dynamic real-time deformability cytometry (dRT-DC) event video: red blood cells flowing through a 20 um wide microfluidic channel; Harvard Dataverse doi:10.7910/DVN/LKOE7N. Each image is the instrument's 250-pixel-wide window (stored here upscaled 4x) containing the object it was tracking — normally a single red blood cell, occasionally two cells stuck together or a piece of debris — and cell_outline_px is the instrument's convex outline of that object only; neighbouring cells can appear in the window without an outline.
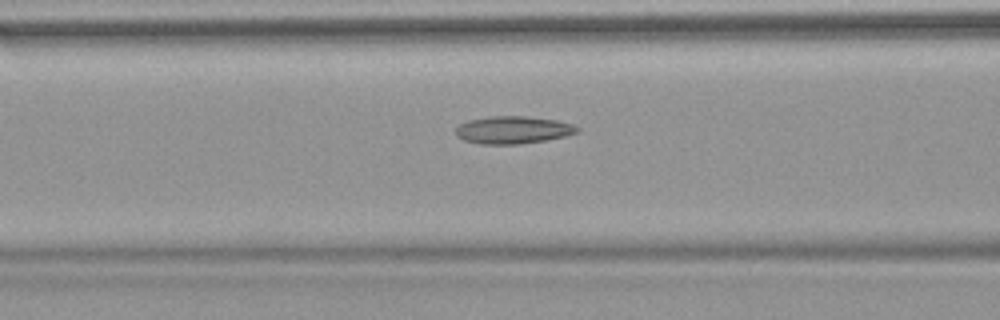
{"species": "common noctule bat (a hibernating species)", "species_latin": "Nyctalus noctula", "temperature_condition": "warm", "stored_images_in_passage": 53, "camera_frame_rate_fps": 3000, "um_per_image_px": 0.085, "animal": {"sex": "female", "body_mass_g": 18.4}, "frame": {"image": 1, "passage_image": 22, "time_ms": 7.0, "image_size_px": [1000, 320], "cell_outline_px": [[580, 132], [564, 136], [544, 140], [520, 144], [480, 144], [464, 140], [456, 136], [456, 128], [460, 124], [468, 120], [492, 116], [528, 116], [556, 120], [576, 124], [580, 128]], "centroid_in_image_um": [43.64, 11.04], "position_along_channel_um": 123.0, "area_um2": 19.59}}
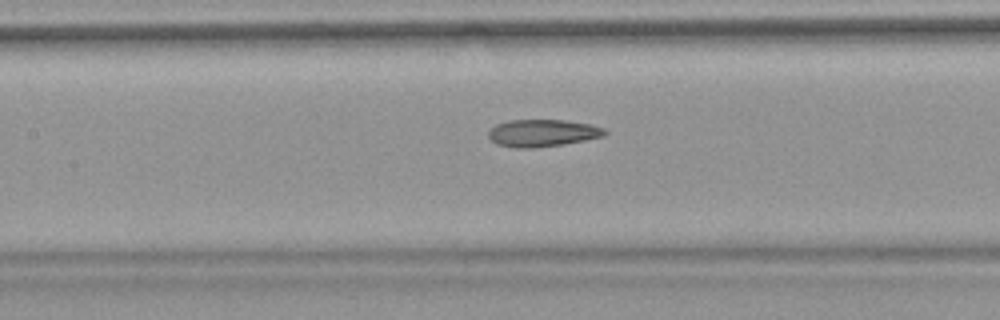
{"frame": {"image": 2, "passage_image": 25, "time_ms": 8.0, "image_size_px": [1000, 320], "cell_outline_px": [[608, 132], [604, 136], [564, 144], [532, 148], [516, 148], [496, 144], [488, 136], [488, 128], [496, 124], [508, 120], [564, 120], [592, 124], [604, 128]], "centroid_in_image_um": [46.09, 11.3], "position_along_channel_um": 161.3, "area_um2": 18.61}}
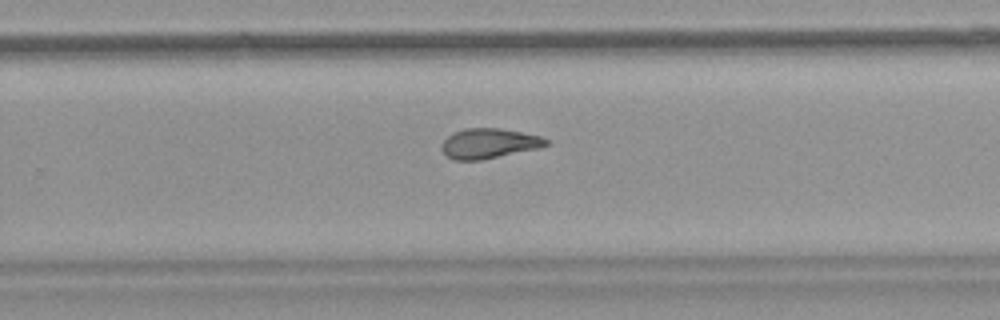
{"frame": {"image": 3, "passage_image": 35, "time_ms": 11.333, "image_size_px": [1000, 320], "cell_outline_px": [[548, 144], [540, 148], [480, 160], [452, 160], [440, 148], [440, 144], [452, 132], [464, 128], [500, 128], [540, 136], [548, 140]], "centroid_in_image_um": [41.53, 12.19], "position_along_channel_um": 288.3, "area_um2": 18.26}, "authors_computed_cell_mechanics": {"area_um2": 19.5942, "velocity_mm_per_s": 3.8271, "shape_relaxation_time_tau1_ms": null, "shape_relaxation_time_tau2_ms": 2.3065, "deformation_change_tau1": null, "deformation_change_tau2": 0.0905}}